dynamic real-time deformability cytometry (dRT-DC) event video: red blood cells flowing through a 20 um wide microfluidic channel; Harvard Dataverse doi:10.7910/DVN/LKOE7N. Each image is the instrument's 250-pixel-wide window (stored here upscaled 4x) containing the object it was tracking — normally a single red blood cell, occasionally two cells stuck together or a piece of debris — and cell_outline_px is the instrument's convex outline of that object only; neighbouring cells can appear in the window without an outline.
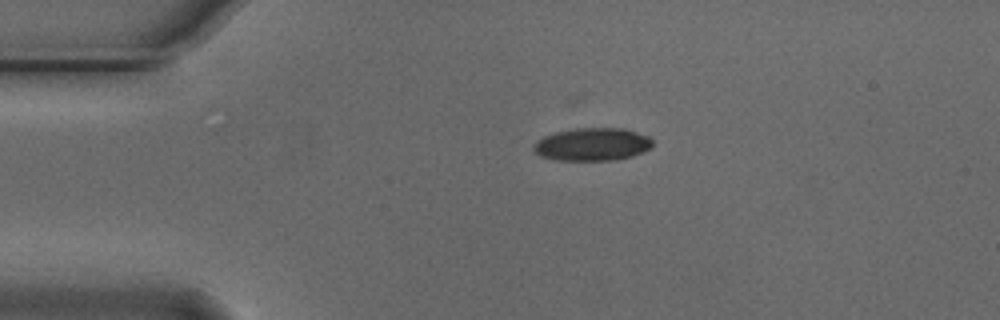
{"species": "Egyptian fruit bat (a non-hibernating species)", "species_latin": "Rousettus aegyptiacus", "temperature_condition": "cold", "stored_images_in_passage": 2, "camera_frame_rate_fps": 3000, "um_per_image_px": 0.085, "animal": {"sex": "male"}, "frame": {"image": 1, "passage_image": 1, "time_ms": 0.0, "image_size_px": [1000, 320], "cell_outline_px": [[652, 148], [644, 152], [632, 156], [616, 160], [556, 160], [540, 156], [532, 148], [544, 136], [556, 132], [576, 128], [624, 128], [648, 136], [652, 140]], "centroid_in_image_um": [50.39, 12.27], "position_along_channel_um": 34.6, "area_um2": 22.72}}